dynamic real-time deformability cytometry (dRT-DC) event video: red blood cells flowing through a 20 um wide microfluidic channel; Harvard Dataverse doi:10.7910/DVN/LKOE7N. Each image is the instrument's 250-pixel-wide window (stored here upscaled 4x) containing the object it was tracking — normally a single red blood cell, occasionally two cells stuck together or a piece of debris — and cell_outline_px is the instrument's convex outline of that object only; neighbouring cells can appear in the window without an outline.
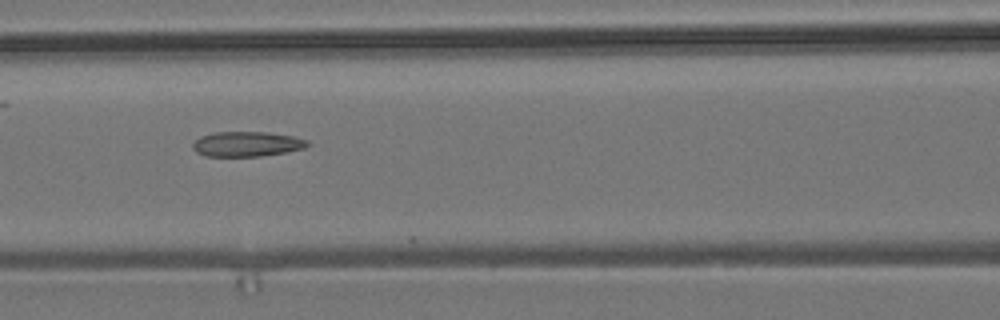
{"species": "common noctule bat (a hibernating species)", "species_latin": "Nyctalus noctula", "temperature_condition": "room temperature", "stored_images_in_passage": 7, "camera_frame_rate_fps": 3000, "um_per_image_px": 0.085, "animal": {"sex": "male", "body_mass_g": 19.2, "forearm_length_mm": 51.8}, "frame": {"image": 1, "passage_image": 7, "time_ms": 6.667, "image_size_px": [1000, 320], "cell_outline_px": [[312, 144], [304, 148], [284, 152], [260, 156], [204, 156], [196, 152], [192, 148], [192, 144], [200, 136], [216, 132], [264, 132], [292, 136], [308, 140]], "centroid_in_image_um": [20.97, 12.24], "position_along_channel_um": 145.6, "area_um2": 16.65}}